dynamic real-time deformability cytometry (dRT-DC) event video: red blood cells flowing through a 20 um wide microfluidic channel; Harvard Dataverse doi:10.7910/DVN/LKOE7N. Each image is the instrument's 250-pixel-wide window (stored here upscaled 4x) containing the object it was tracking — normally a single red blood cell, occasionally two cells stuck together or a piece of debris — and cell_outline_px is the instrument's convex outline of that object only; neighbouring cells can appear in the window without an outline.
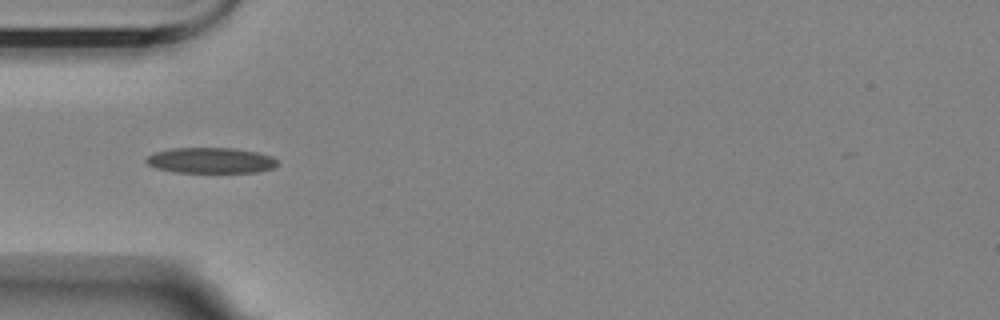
{"species": "Egyptian fruit bat (a non-hibernating species)", "species_latin": "Rousettus aegyptiacus", "temperature_condition": "room temperature", "stored_images_in_passage": 3, "camera_frame_rate_fps": 3000, "um_per_image_px": 0.085, "animal": {"sex": "female"}, "frame": {"image": 1, "passage_image": 3, "time_ms": 3.667, "image_size_px": [1000, 320], "cell_outline_px": [[280, 164], [272, 168], [260, 172], [172, 172], [156, 168], [148, 164], [144, 160], [148, 156], [156, 152], [172, 148], [232, 148], [256, 152], [272, 156]], "centroid_in_image_um": [17.92, 13.64], "position_along_channel_um": 67.1, "area_um2": 19.59}}